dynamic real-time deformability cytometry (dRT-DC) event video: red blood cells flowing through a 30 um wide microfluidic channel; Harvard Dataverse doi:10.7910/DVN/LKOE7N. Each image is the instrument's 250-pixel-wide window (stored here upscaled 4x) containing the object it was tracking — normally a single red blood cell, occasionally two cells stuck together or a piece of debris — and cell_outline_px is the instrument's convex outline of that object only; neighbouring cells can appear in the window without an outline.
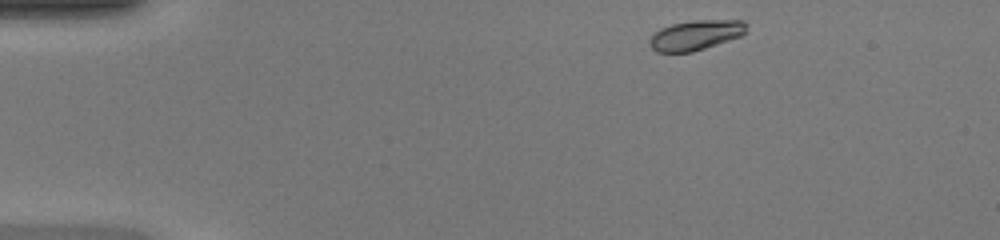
{"species": "common noctule bat (a hibernating species)", "species_latin": "Nyctalus noctula", "temperature_condition": "warm", "stored_images_in_passage": 42, "camera_frame_rate_fps": 3000, "um_per_image_px": 0.085, "animal": {"sex": "female", "body_mass_g": 20.0, "forearm_length_mm": 54.0}, "frame": {"image": 1, "passage_image": 1, "time_ms": 0.0, "image_size_px": [1000, 240], "cell_outline_px": [[748, 32], [740, 36], [692, 52], [656, 52], [648, 44], [648, 40], [660, 28], [672, 24], [692, 20], [744, 20], [748, 24]], "centroid_in_image_um": [59.15, 2.97], "position_along_channel_um": 25.8, "area_um2": 16.99}}
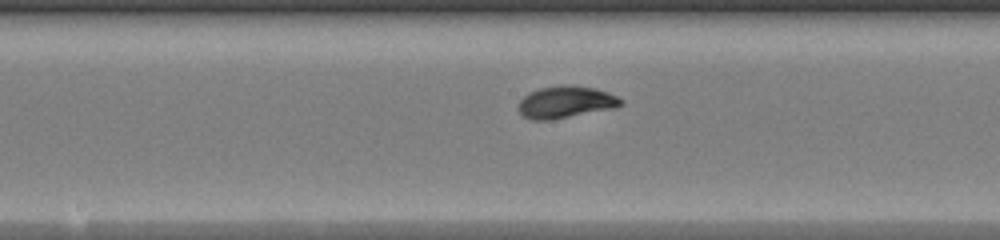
{"frame": {"image": 2, "passage_image": 19, "time_ms": 6.0, "image_size_px": [1000, 240], "cell_outline_px": [[624, 104], [616, 108], [552, 120], [532, 120], [524, 116], [516, 108], [520, 100], [528, 92], [540, 88], [568, 84], [592, 88], [608, 92], [624, 100]], "centroid_in_image_um": [48.09, 8.69], "position_along_channel_um": 200.1, "area_um2": 19.31}}
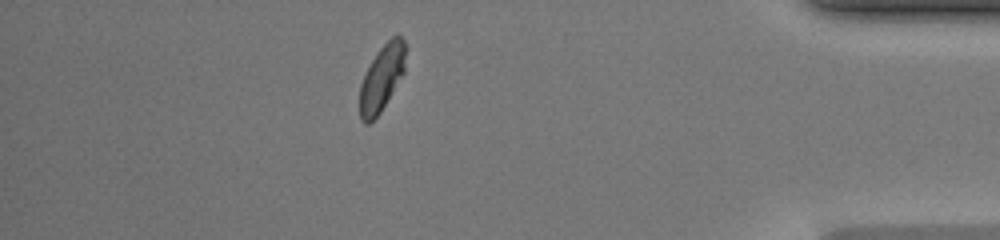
{"frame": {"image": 3, "passage_image": 36, "time_ms": 11.667, "image_size_px": [1000, 240], "cell_outline_px": [[408, 48], [404, 72], [380, 112], [368, 124], [364, 124], [360, 120], [360, 84], [372, 60], [380, 48], [396, 32], [404, 40]], "centroid_in_image_um": [32.49, 6.58], "position_along_channel_um": 402.7, "area_um2": 17.69}, "authors_computed_cell_mechanics": {"area_um2": 18.0047, "velocity_mm_per_s": 4.2707, "shape_relaxation_time_tau1_ms": 3.4021, "shape_relaxation_time_tau2_ms": null, "deformation_change_tau1": 0.1294, "deformation_change_tau2": null}}